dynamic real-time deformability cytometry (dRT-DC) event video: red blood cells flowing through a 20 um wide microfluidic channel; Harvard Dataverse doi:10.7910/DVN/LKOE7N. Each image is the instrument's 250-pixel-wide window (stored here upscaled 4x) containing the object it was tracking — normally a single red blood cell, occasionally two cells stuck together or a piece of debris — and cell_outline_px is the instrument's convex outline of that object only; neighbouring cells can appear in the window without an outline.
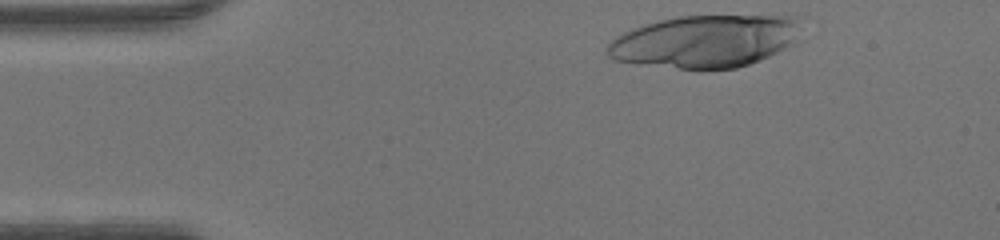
{"species": "human", "species_latin": "Homo sapiens", "temperature_condition": "warm", "stored_images_in_passage": 11, "camera_frame_rate_fps": 3000, "um_per_image_px": 0.085, "donor": {"sex": "male"}, "frame": {"image": 1, "passage_image": 1, "time_ms": 0.0, "image_size_px": [1000, 240], "cell_outline_px": [[800, 16], [796, 40], [792, 44], [760, 60], [736, 68], [680, 68], [636, 64], [612, 60], [608, 56], [608, 44], [616, 36], [632, 28], [644, 24], [676, 16]], "centroid_in_image_um": [59.9, 3.5], "position_along_channel_um": 25.1, "area_um2": 58.84}}